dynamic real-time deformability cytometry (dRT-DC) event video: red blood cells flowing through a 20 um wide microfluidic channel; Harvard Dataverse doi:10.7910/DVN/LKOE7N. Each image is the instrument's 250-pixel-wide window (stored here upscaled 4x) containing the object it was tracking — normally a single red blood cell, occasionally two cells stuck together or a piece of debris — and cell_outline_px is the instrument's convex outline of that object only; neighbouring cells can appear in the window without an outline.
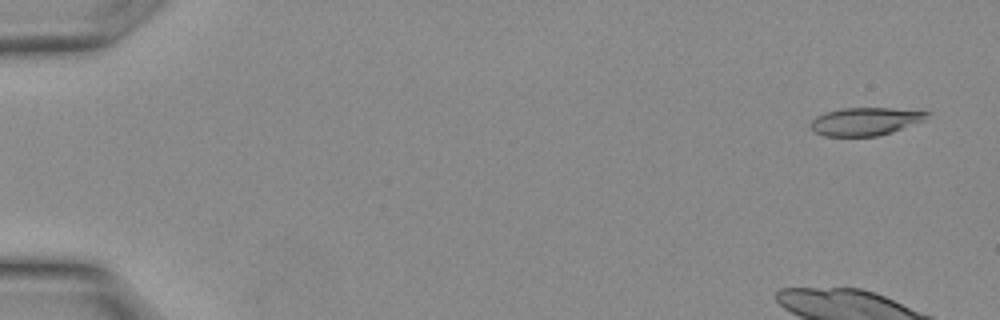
{"species": "Egyptian fruit bat (a non-hibernating species)", "species_latin": "Rousettus aegyptiacus", "temperature_condition": "warm", "stored_images_in_passage": 8, "camera_frame_rate_fps": 3000, "um_per_image_px": 0.085, "animal": {"sex": "female"}, "frame": {"image": 1, "passage_image": 1, "time_ms": 0.0, "image_size_px": [1000, 320], "cell_outline_px": [[928, 112], [924, 120], [892, 132], [876, 136], [824, 136], [816, 132], [808, 124], [816, 116], [828, 112], [844, 108], [892, 108]], "centroid_in_image_um": [73.51, 10.32], "position_along_channel_um": 11.5, "area_um2": 18.61}}